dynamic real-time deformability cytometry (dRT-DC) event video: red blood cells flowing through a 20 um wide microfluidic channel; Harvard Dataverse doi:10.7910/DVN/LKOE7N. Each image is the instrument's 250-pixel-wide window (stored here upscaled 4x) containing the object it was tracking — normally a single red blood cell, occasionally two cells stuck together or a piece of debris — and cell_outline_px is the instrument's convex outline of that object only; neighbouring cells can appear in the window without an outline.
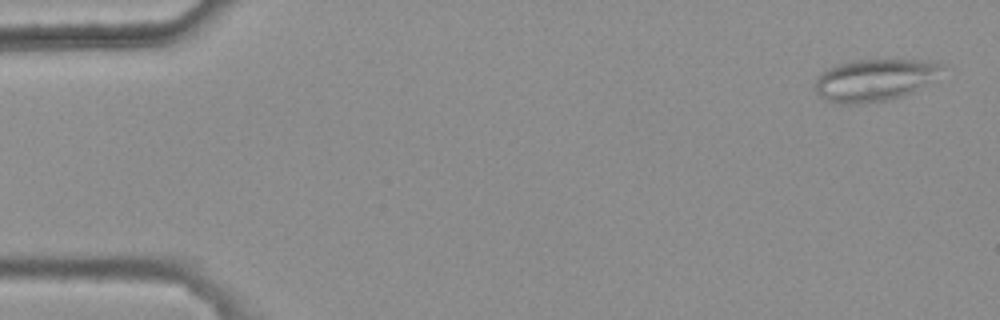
{"species": "common noctule bat (a hibernating species)", "species_latin": "Nyctalus noctula", "temperature_condition": "warm", "stored_images_in_passage": 5, "camera_frame_rate_fps": 3000, "um_per_image_px": 0.085, "animal": {"sex": "female", "body_mass_g": 25.1}, "frame": {"image": 1, "passage_image": 1, "time_ms": 0.0, "image_size_px": [1000, 320], "cell_outline_px": [[948, 68], [912, 92], [900, 96], [884, 100], [856, 104], [840, 104], [824, 100], [816, 92], [812, 84], [816, 76], [828, 68], [852, 60], [892, 56], [928, 60], [948, 64]], "centroid_in_image_um": [74.36, 6.72], "position_along_channel_um": 10.6, "area_um2": 32.37}}